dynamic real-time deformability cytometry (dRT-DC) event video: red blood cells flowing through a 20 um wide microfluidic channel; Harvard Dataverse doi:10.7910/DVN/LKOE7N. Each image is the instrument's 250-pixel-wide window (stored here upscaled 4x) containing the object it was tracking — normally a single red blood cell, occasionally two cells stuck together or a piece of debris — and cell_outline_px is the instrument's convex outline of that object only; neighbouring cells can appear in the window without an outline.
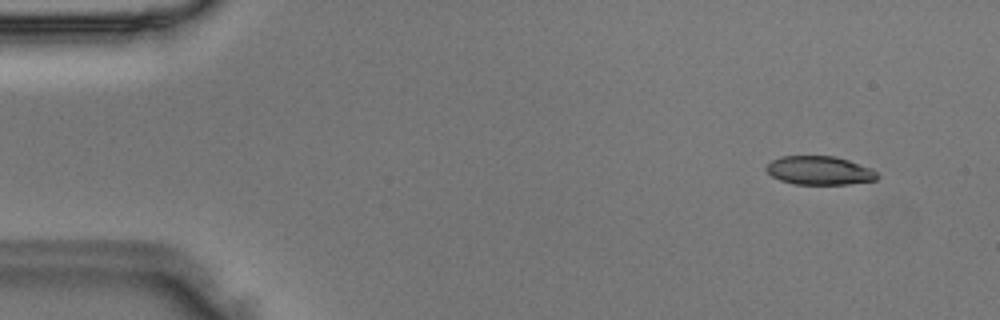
{"species": "Egyptian fruit bat (a non-hibernating species)", "species_latin": "Rousettus aegyptiacus", "temperature_condition": "room temperature", "stored_images_in_passage": 5, "camera_frame_rate_fps": 3000, "um_per_image_px": 0.085, "animal": {"sex": "male"}, "frame": {"image": 1, "passage_image": 1, "time_ms": 0.0, "image_size_px": [1000, 320], "cell_outline_px": [[880, 176], [876, 180], [848, 184], [796, 184], [780, 180], [772, 176], [764, 168], [772, 160], [780, 156], [836, 156], [872, 168]], "centroid_in_image_um": [69.67, 14.49], "position_along_channel_um": 15.3, "area_um2": 18.55}}